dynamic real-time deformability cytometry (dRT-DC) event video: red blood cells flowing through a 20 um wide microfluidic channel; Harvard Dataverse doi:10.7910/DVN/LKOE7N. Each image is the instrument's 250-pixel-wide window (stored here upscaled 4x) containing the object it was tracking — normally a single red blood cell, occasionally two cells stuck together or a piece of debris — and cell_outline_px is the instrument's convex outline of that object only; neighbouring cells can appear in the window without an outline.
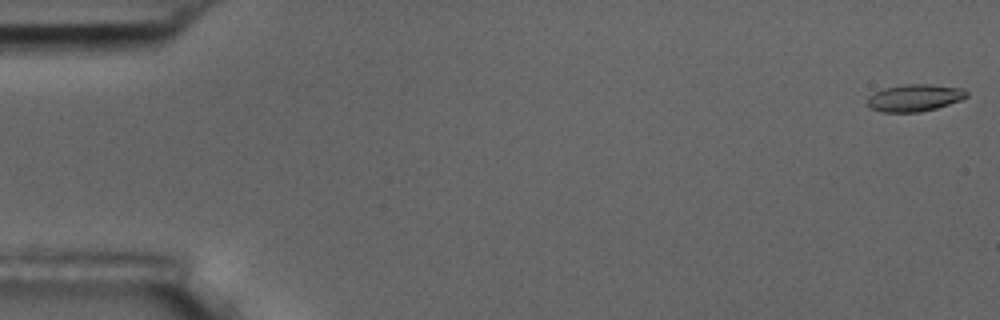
{"species": "common noctule bat (a hibernating species)", "species_latin": "Nyctalus noctula", "temperature_condition": "room temperature", "stored_images_in_passage": 6, "camera_frame_rate_fps": 3000, "um_per_image_px": 0.085, "animal": {"sex": "male", "body_mass_g": 17.5, "forearm_length_mm": 52.3}, "frame": {"image": 1, "passage_image": 1, "time_ms": 0.0, "image_size_px": [1000, 320], "cell_outline_px": [[968, 96], [960, 100], [936, 108], [920, 112], [880, 112], [868, 108], [868, 96], [884, 88], [904, 84], [928, 84], [964, 88], [968, 92]], "centroid_in_image_um": [77.73, 8.31], "position_along_channel_um": 7.3, "area_um2": 15.72}}
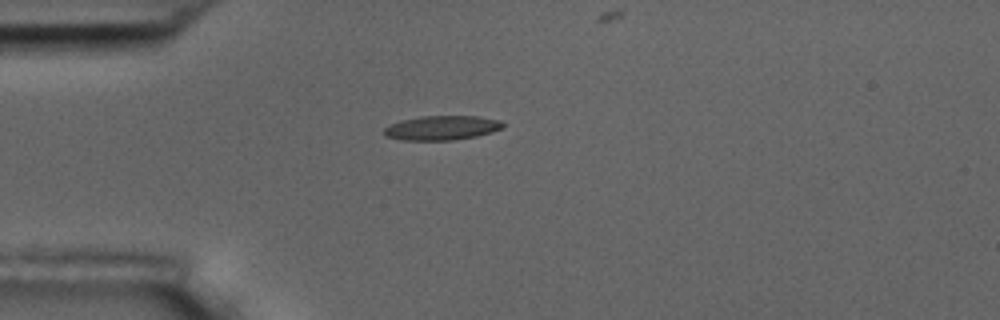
{"frame": {"image": 2, "passage_image": 5, "time_ms": 4.667, "image_size_px": [1000, 320], "cell_outline_px": [[504, 128], [492, 132], [476, 136], [452, 140], [400, 140], [384, 136], [384, 128], [400, 120], [420, 116], [480, 116], [500, 120], [504, 124]], "centroid_in_image_um": [37.56, 10.86], "position_along_channel_um": 47.4, "area_um2": 16.99}}